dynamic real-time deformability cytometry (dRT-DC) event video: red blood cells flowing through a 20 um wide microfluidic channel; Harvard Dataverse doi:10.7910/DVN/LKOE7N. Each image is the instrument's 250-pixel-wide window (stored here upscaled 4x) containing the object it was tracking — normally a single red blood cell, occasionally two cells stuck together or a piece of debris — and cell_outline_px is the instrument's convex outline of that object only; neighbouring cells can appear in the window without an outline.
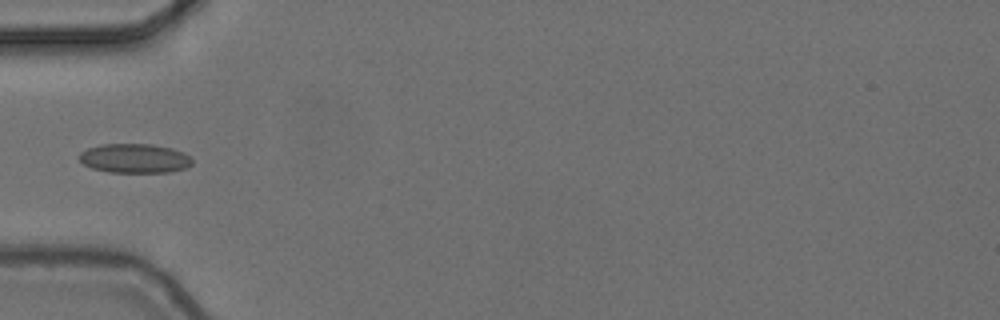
{"species": "common noctule bat (a hibernating species)", "species_latin": "Nyctalus noctula", "temperature_condition": "cold", "stored_images_in_passage": 4, "camera_frame_rate_fps": 3000, "um_per_image_px": 0.085, "animal": {"sex": "female", "body_mass_g": 24.6, "forearm_length_mm": 56.2}, "frame": {"image": 1, "passage_image": 4, "time_ms": 1.0, "image_size_px": [1000, 320], "cell_outline_px": [[192, 164], [184, 168], [168, 172], [108, 172], [92, 168], [84, 164], [80, 160], [80, 152], [88, 148], [100, 144], [152, 144], [172, 148], [184, 152], [192, 160]], "centroid_in_image_um": [11.44, 13.45], "position_along_channel_um": 73.6, "area_um2": 19.19}}